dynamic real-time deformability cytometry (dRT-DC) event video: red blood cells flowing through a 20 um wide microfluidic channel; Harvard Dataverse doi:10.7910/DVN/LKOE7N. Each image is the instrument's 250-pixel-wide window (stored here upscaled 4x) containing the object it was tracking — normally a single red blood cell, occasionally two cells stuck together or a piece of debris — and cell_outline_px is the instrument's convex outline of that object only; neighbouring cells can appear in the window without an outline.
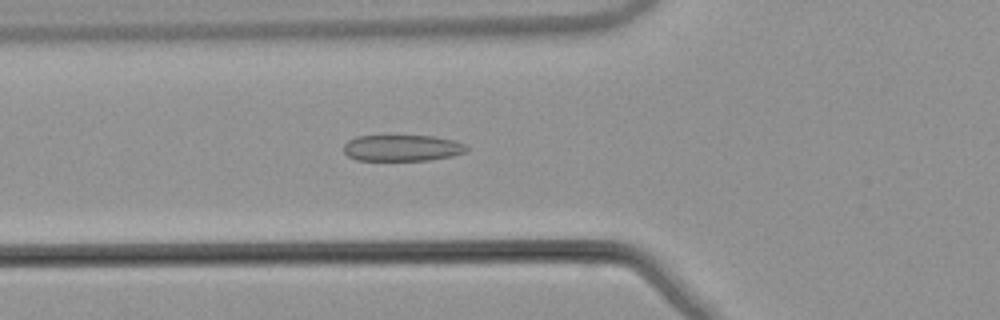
{"species": "common noctule bat (a hibernating species)", "species_latin": "Nyctalus noctula", "temperature_condition": "warm", "stored_images_in_passage": 53, "camera_frame_rate_fps": 3000, "um_per_image_px": 0.085, "animal": {"sex": "male", "body_mass_g": 21.5, "forearm_length_mm": 52.0}, "frame": {"image": 1, "passage_image": 20, "time_ms": 6.333, "image_size_px": [1000, 320], "cell_outline_px": [[468, 152], [452, 156], [432, 160], [356, 160], [348, 156], [344, 152], [344, 144], [348, 140], [356, 136], [432, 136], [452, 140], [464, 144], [468, 148]], "centroid_in_image_um": [34.19, 12.58], "position_along_channel_um": 91.6, "area_um2": 18.84}}
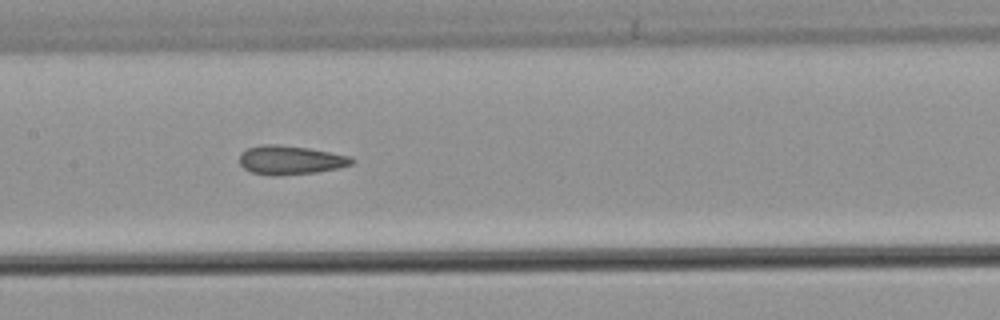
{"frame": {"image": 2, "passage_image": 27, "time_ms": 8.667, "image_size_px": [1000, 320], "cell_outline_px": [[356, 160], [352, 164], [340, 168], [316, 172], [280, 176], [272, 176], [252, 172], [244, 168], [240, 164], [240, 152], [248, 148], [260, 144], [276, 144], [308, 148], [352, 156]], "centroid_in_image_um": [24.7, 13.6], "position_along_channel_um": 182.7, "area_um2": 19.13}}
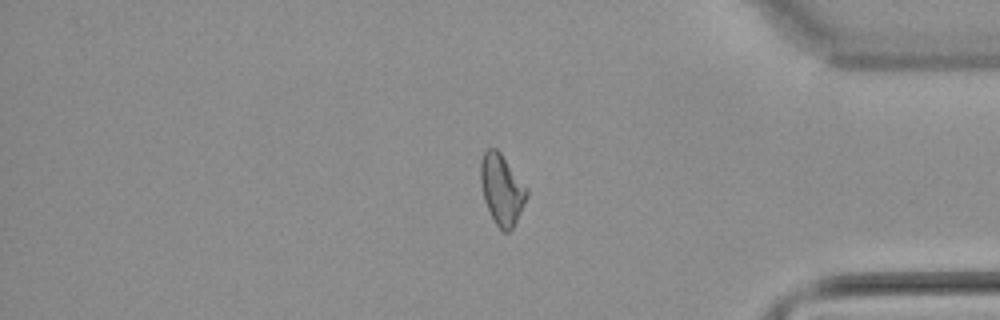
{"frame": {"image": 3, "passage_image": 45, "time_ms": 14.667, "image_size_px": [1000, 320], "cell_outline_px": [[528, 196], [512, 228], [508, 232], [504, 232], [496, 224], [484, 200], [480, 184], [480, 160], [484, 152], [488, 148], [496, 148], [500, 152], [528, 188]], "centroid_in_image_um": [42.64, 16.07], "position_along_channel_um": 392.6, "area_um2": 18.84}, "authors_computed_cell_mechanics": {"area_um2": 19.1318, "velocity_mm_per_s": 3.8851, "shape_relaxation_time_tau1_ms": null, "shape_relaxation_time_tau2_ms": 2.1643, "deformation_change_tau1": null, "deformation_change_tau2": 0.0857}}